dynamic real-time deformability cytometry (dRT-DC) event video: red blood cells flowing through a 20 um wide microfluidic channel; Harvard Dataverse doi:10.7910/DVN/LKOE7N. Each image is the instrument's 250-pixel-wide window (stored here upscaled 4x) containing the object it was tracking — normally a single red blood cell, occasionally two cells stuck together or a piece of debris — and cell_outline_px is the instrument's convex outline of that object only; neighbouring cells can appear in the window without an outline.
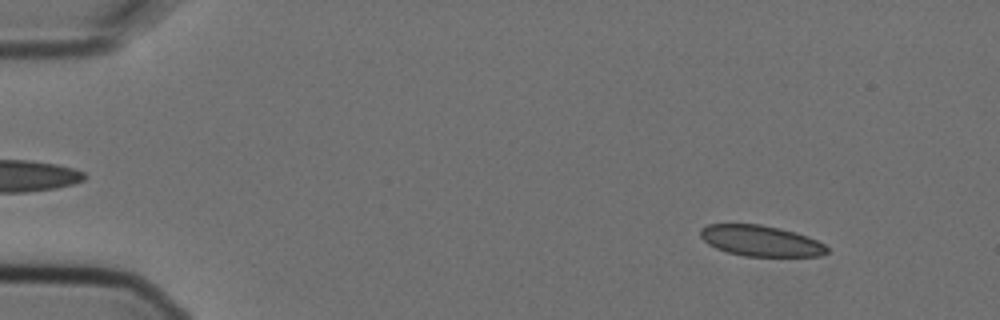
{"species": "Egyptian fruit bat (a non-hibernating species)", "species_latin": "Rousettus aegyptiacus", "temperature_condition": "cold", "stored_images_in_passage": 3, "camera_frame_rate_fps": 3000, "um_per_image_px": 0.085, "animal": {"sex": "female"}, "frame": {"image": 1, "passage_image": 1, "time_ms": 0.0, "image_size_px": [1000, 320], "cell_outline_px": [[828, 252], [820, 256], [744, 256], [728, 252], [716, 248], [708, 244], [700, 236], [700, 228], [708, 224], [760, 224], [780, 228], [796, 232], [808, 236], [824, 244], [828, 248]], "centroid_in_image_um": [64.66, 20.46], "position_along_channel_um": 20.3, "area_um2": 22.77}}
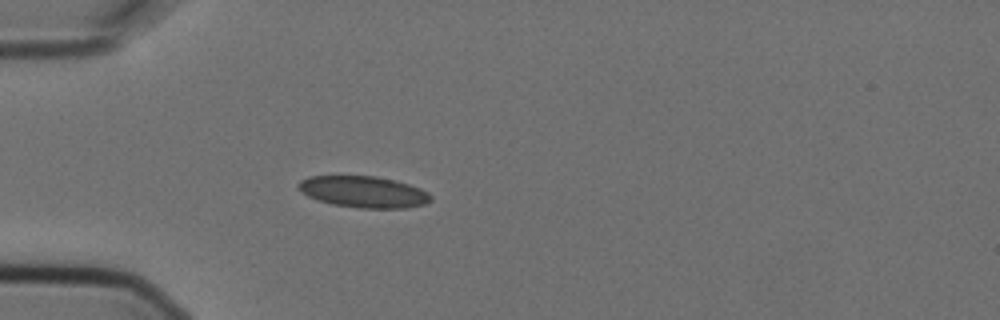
{"frame": {"image": 2, "passage_image": 3, "time_ms": 0.667, "image_size_px": [1000, 320], "cell_outline_px": [[432, 200], [424, 204], [404, 208], [360, 208], [332, 204], [316, 200], [308, 196], [296, 188], [296, 184], [300, 180], [308, 176], [376, 176], [408, 184], [420, 188], [428, 192], [432, 196]], "centroid_in_image_um": [30.86, 16.31], "position_along_channel_um": 54.1, "area_um2": 24.33}}